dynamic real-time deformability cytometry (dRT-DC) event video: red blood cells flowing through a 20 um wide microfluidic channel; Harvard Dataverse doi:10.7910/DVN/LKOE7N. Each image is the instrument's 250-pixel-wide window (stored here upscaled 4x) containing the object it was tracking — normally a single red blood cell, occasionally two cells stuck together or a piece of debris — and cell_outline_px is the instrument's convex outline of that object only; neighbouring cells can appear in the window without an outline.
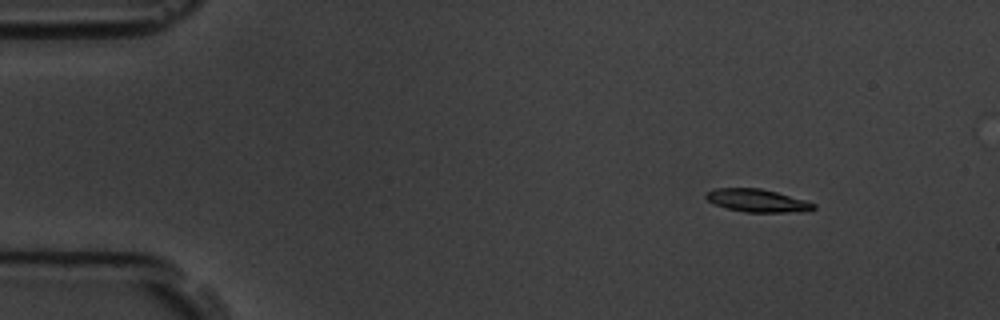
{"species": "common noctule bat (a hibernating species)", "species_latin": "Nyctalus noctula", "temperature_condition": "room temperature", "stored_images_in_passage": 8, "camera_frame_rate_fps": 3000, "um_per_image_px": 0.085, "animal": {"sex": "male", "body_mass_g": 19.5, "forearm_length_mm": 54.6}, "frame": {"image": 1, "passage_image": 2, "time_ms": 1.333, "image_size_px": [1000, 320], "cell_outline_px": [[816, 208], [800, 212], [744, 212], [728, 208], [716, 204], [708, 200], [704, 196], [704, 192], [716, 188], [760, 188], [776, 192], [804, 200], [816, 204]], "centroid_in_image_um": [64.35, 17.04], "position_along_channel_um": 20.7, "area_um2": 14.22}}
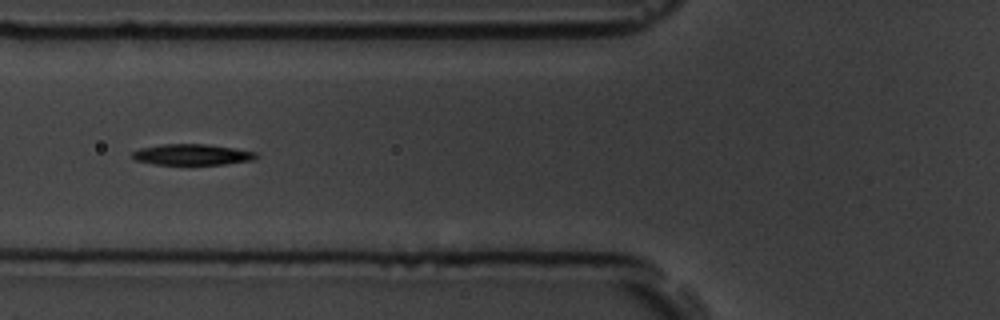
{"frame": {"image": 2, "passage_image": 6, "time_ms": 6.0, "image_size_px": [1000, 320], "cell_outline_px": [[260, 156], [252, 160], [224, 164], [152, 164], [136, 160], [132, 156], [132, 152], [140, 148], [160, 144], [204, 144], [232, 148], [256, 152]], "centroid_in_image_um": [16.31, 13.13], "position_along_channel_um": 109.5, "area_um2": 14.97}}
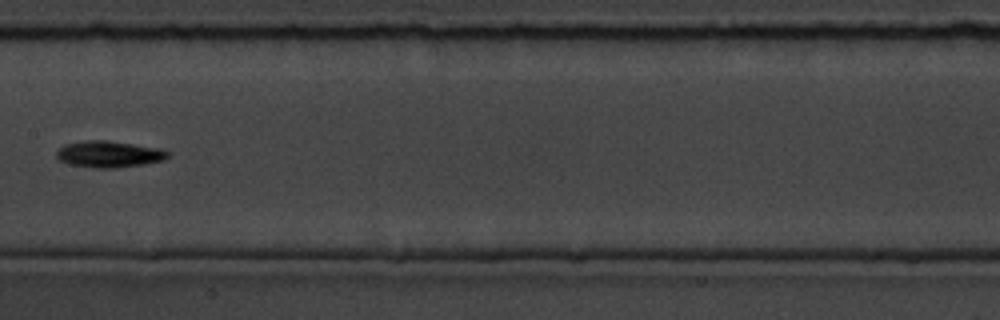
{"frame": {"image": 3, "passage_image": 8, "time_ms": 8.333, "image_size_px": [1000, 320], "cell_outline_px": [[168, 156], [164, 160], [140, 164], [112, 168], [96, 168], [68, 164], [60, 160], [56, 156], [56, 152], [64, 144], [84, 140], [108, 140], [160, 148], [168, 152]], "centroid_in_image_um": [9.22, 13.09], "position_along_channel_um": 198.2, "area_um2": 17.05}}